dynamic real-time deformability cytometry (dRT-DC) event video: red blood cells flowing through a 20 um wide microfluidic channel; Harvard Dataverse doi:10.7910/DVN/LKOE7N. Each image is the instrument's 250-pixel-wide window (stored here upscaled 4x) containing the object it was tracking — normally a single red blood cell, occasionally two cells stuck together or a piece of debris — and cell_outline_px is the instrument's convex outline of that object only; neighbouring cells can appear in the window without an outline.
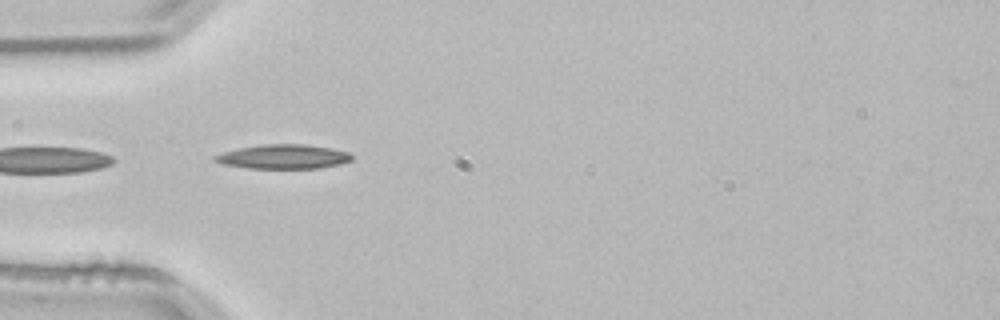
{"species": "common noctule bat (a hibernating species)", "species_latin": "Nyctalus noctula", "temperature_condition": "room temperature", "stored_images_in_passage": 5, "camera_frame_rate_fps": 3000, "um_per_image_px": 0.085, "animal": {"sex": "male", "body_mass_g": 21.5, "forearm_length_mm": 52.0}, "frame": {"image": 1, "passage_image": 4, "time_ms": 1.0, "image_size_px": [1000, 320], "cell_outline_px": [[352, 160], [340, 164], [320, 168], [248, 168], [220, 164], [212, 160], [212, 156], [224, 152], [240, 148], [260, 144], [304, 144], [332, 148], [348, 152], [352, 156]], "centroid_in_image_um": [24.06, 13.32], "position_along_channel_um": 60.9, "area_um2": 19.48}}